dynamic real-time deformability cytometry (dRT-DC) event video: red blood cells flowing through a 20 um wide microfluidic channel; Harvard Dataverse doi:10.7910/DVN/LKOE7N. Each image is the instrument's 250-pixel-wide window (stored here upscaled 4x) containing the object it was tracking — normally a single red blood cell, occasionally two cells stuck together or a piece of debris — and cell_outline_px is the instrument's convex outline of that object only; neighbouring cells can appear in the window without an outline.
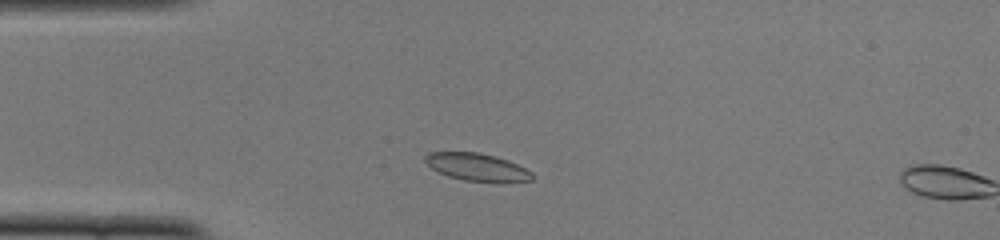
{"species": "common noctule bat (a hibernating species)", "species_latin": "Nyctalus noctula", "temperature_condition": "cold", "stored_images_in_passage": 6, "camera_frame_rate_fps": 3000, "um_per_image_px": 0.085, "animal": {"sex": "female", "body_mass_g": 22.0, "forearm_length_mm": 56.7}, "frame": {"image": 1, "passage_image": 5, "time_ms": 1.333, "image_size_px": [1000, 240], "cell_outline_px": [[536, 176], [532, 180], [464, 180], [448, 176], [432, 168], [424, 160], [424, 156], [428, 152], [476, 152], [496, 156], [508, 160], [532, 172]], "centroid_in_image_um": [40.51, 14.16], "position_along_channel_um": 44.5, "area_um2": 16.59}}